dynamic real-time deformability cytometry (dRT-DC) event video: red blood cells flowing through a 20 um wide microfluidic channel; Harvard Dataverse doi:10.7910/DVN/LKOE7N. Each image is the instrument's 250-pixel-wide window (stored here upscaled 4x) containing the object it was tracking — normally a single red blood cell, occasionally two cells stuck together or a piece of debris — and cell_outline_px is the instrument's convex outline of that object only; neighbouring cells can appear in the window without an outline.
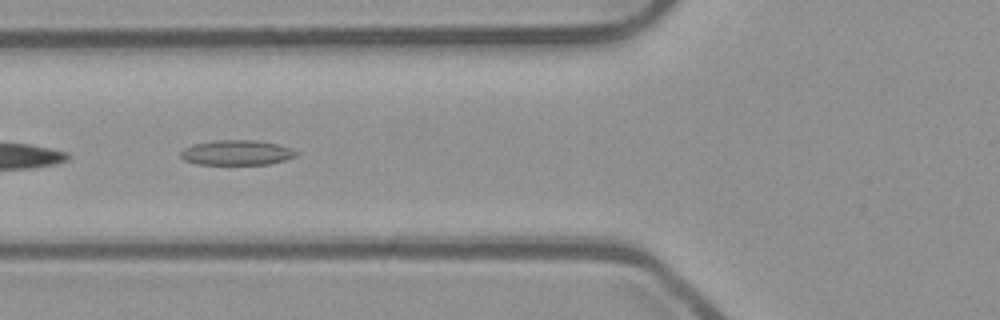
{"species": "common noctule bat (a hibernating species)", "species_latin": "Nyctalus noctula", "temperature_condition": "room temperature", "stored_images_in_passage": 8, "camera_frame_rate_fps": 3000, "um_per_image_px": 0.085, "animal": {"sex": "male", "body_mass_g": 23.1, "forearm_length_mm": 52.7}, "frame": {"image": 1, "passage_image": 6, "time_ms": 1.667, "image_size_px": [1000, 320], "cell_outline_px": [[300, 152], [296, 156], [284, 160], [268, 164], [196, 164], [184, 160], [180, 156], [180, 152], [184, 148], [192, 144], [216, 140], [256, 140], [280, 144], [292, 148]], "centroid_in_image_um": [20.14, 12.96], "position_along_channel_um": 105.7, "area_um2": 16.99}}